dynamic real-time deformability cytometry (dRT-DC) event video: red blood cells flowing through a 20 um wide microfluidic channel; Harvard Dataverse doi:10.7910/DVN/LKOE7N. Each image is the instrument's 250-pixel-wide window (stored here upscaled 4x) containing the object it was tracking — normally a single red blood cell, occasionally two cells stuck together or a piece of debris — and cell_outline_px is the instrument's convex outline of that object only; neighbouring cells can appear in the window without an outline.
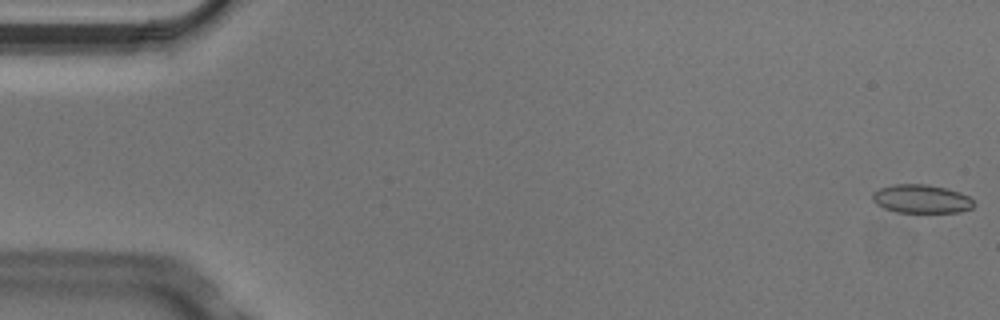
{"species": "Egyptian fruit bat (a non-hibernating species)", "species_latin": "Rousettus aegyptiacus", "temperature_condition": "cold", "stored_images_in_passage": 5, "camera_frame_rate_fps": 3000, "um_per_image_px": 0.085, "animal": {"sex": "male"}, "frame": {"image": 1, "passage_image": 1, "time_ms": 0.0, "image_size_px": [1000, 320], "cell_outline_px": [[976, 204], [972, 208], [960, 212], [896, 212], [884, 208], [876, 204], [872, 200], [872, 192], [880, 188], [892, 184], [928, 184], [960, 192], [968, 196]], "centroid_in_image_um": [78.3, 16.9], "position_along_channel_um": 6.7, "area_um2": 16.94}}